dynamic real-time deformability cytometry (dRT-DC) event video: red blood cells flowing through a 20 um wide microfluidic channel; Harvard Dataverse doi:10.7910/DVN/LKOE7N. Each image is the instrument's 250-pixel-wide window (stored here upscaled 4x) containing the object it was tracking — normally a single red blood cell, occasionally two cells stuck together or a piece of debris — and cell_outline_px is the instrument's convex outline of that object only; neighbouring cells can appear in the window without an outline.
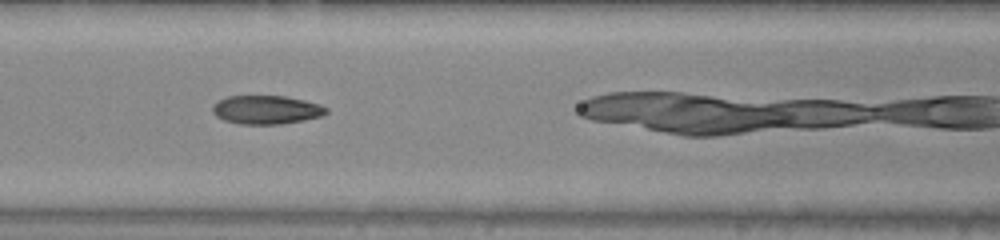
{"species": "common noctule bat (a hibernating species)", "species_latin": "Nyctalus noctula", "temperature_condition": "warm", "stored_images_in_passage": 30, "camera_frame_rate_fps": 3000, "um_per_image_px": 0.085, "animal": {"sex": "male", "body_mass_g": 20.0, "forearm_length_mm": 53.3}, "frame": {"image": 1, "passage_image": 18, "time_ms": 5.667, "image_size_px": [1000, 240], "cell_outline_px": [[328, 112], [320, 116], [304, 120], [280, 124], [240, 124], [224, 120], [216, 116], [212, 112], [212, 104], [216, 100], [228, 96], [284, 96], [304, 100], [320, 104], [328, 108]], "centroid_in_image_um": [22.6, 9.32], "position_along_channel_um": 144.0, "area_um2": 19.07}}
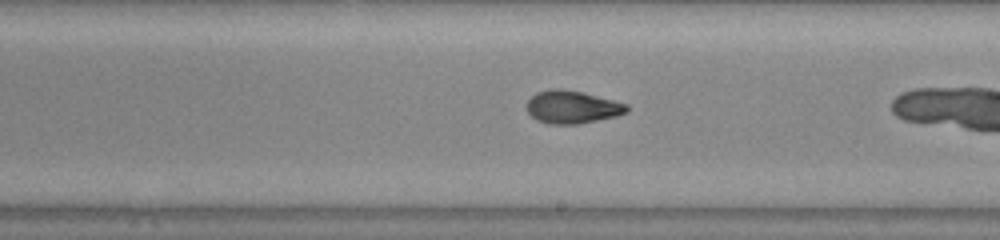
{"frame": {"image": 2, "passage_image": 25, "time_ms": 8.0, "image_size_px": [1000, 240], "cell_outline_px": [[628, 112], [616, 116], [576, 124], [548, 124], [536, 120], [528, 112], [528, 100], [536, 92], [552, 88], [560, 88], [580, 92], [628, 104]], "centroid_in_image_um": [48.62, 9.1], "position_along_channel_um": 240.4, "area_um2": 18.9}}
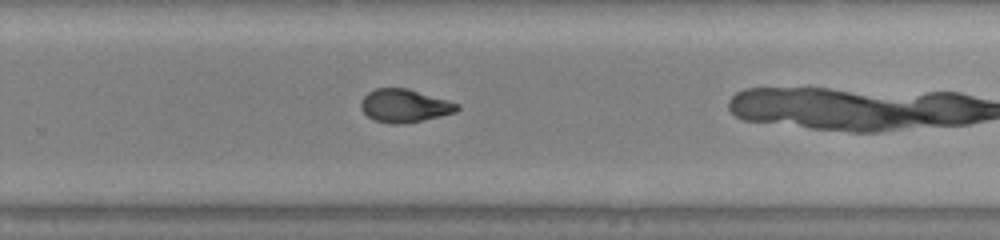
{"frame": {"image": 3, "passage_image": 29, "time_ms": 9.333, "image_size_px": [1000, 240], "cell_outline_px": [[460, 108], [456, 112], [440, 116], [404, 124], [388, 124], [376, 120], [368, 116], [360, 108], [360, 100], [368, 92], [376, 88], [408, 88], [448, 100], [460, 104]], "centroid_in_image_um": [34.38, 8.98], "position_along_channel_um": 295.4, "area_um2": 18.67}}